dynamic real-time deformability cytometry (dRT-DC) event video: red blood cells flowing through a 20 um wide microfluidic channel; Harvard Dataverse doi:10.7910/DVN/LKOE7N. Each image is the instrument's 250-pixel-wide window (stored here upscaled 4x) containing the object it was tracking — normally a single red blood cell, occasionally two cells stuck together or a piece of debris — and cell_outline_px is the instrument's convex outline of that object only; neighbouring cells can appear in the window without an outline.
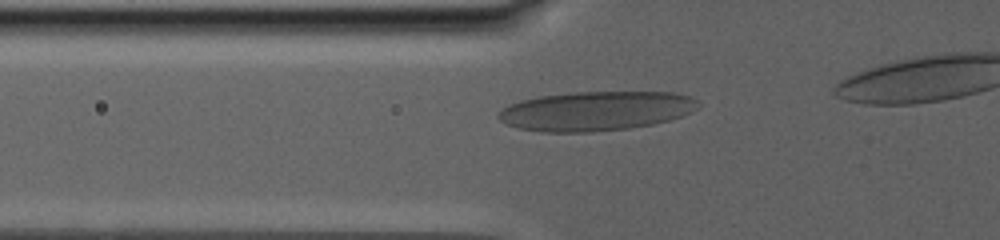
{"species": "human", "species_latin": "Homo sapiens", "temperature_condition": "warm", "stored_images_in_passage": 22, "camera_frame_rate_fps": 3000, "um_per_image_px": 0.085, "donor": {"sex": "male"}, "frame": {"image": 1, "passage_image": 2, "time_ms": 0.333, "image_size_px": [1000, 240], "cell_outline_px": [[700, 104], [696, 108], [680, 116], [668, 120], [652, 124], [628, 128], [592, 132], [540, 132], [516, 128], [500, 120], [496, 116], [496, 112], [508, 104], [520, 100], [540, 96], [576, 92], [672, 92], [688, 96], [696, 100]], "centroid_in_image_um": [50.56, 9.43], "position_along_channel_um": 75.2, "area_um2": 45.78}}
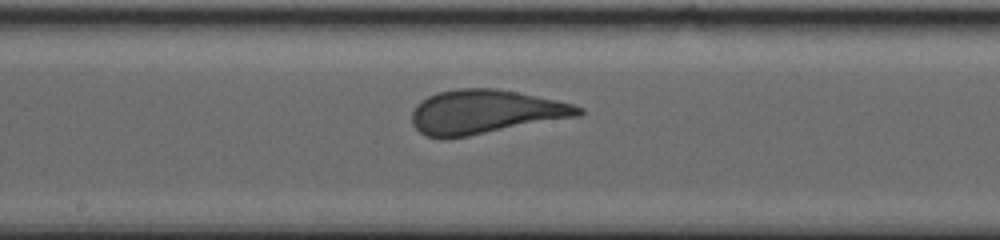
{"frame": {"image": 2, "passage_image": 12, "time_ms": 5.333, "image_size_px": [1000, 240], "cell_outline_px": [[584, 112], [580, 116], [448, 140], [444, 140], [428, 136], [420, 132], [412, 124], [412, 112], [416, 104], [428, 96], [436, 92], [456, 88], [496, 88], [556, 100], [572, 104], [584, 108]], "centroid_in_image_um": [41.22, 9.52], "position_along_channel_um": 207.0, "area_um2": 43.12}}
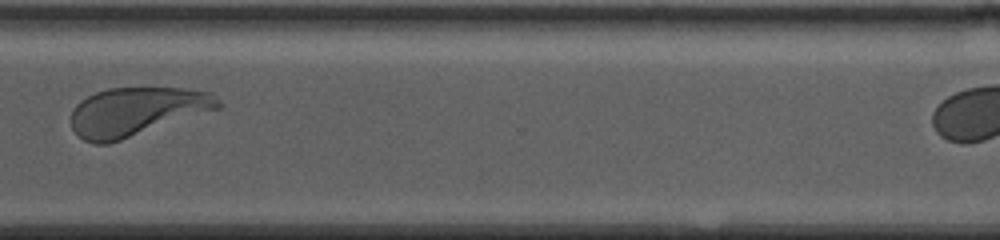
{"frame": {"image": 3, "passage_image": 18, "time_ms": 11.0, "image_size_px": [1000, 240], "cell_outline_px": [[224, 104], [220, 108], [108, 144], [92, 144], [84, 140], [72, 128], [72, 108], [80, 100], [96, 92], [108, 88], [184, 88], [212, 92]], "centroid_in_image_um": [11.62, 9.47], "position_along_channel_um": 359.0, "area_um2": 41.56}}